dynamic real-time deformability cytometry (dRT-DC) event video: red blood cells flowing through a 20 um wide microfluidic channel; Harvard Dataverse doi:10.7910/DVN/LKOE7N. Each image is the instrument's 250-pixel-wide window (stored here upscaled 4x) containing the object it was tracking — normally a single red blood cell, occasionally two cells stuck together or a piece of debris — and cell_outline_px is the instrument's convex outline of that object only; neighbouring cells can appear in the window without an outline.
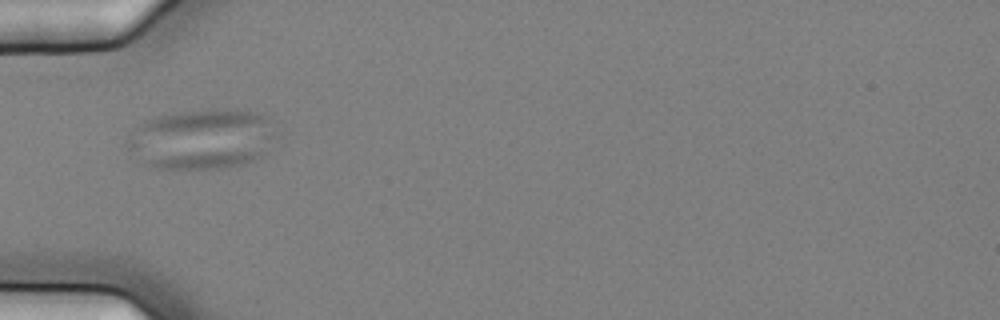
{"species": "common noctule bat (a hibernating species)", "species_latin": "Nyctalus noctula", "temperature_condition": "cold", "stored_images_in_passage": 14, "camera_frame_rate_fps": 3000, "um_per_image_px": 0.085, "animal": {"sex": "female", "body_mass_g": 25.1}, "frame": {"image": 1, "passage_image": 4, "time_ms": 1.0, "image_size_px": [1000, 320], "cell_outline_px": [[276, 136], [264, 156], [244, 164], [220, 168], [156, 168], [144, 164], [128, 148], [124, 140], [136, 128], [148, 120], [160, 116], [184, 112], [212, 108], [236, 108], [256, 112], [268, 116]], "centroid_in_image_um": [17.21, 11.81], "position_along_channel_um": 67.8, "area_um2": 52.42}}
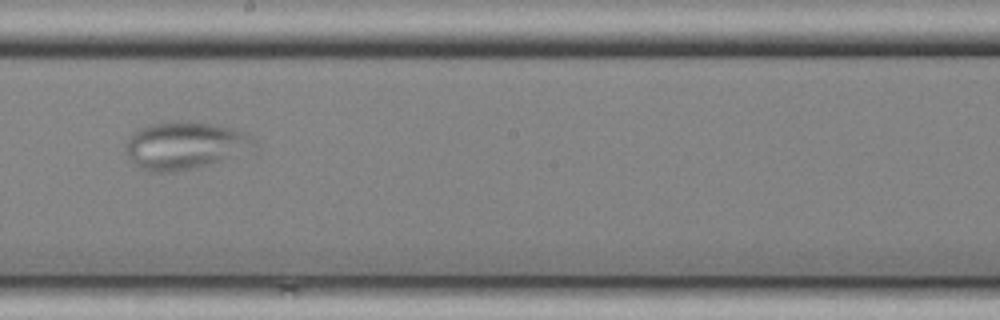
{"frame": {"image": 2, "passage_image": 8, "time_ms": 2.333, "image_size_px": [1000, 320], "cell_outline_px": [[260, 148], [256, 152], [172, 172], [148, 172], [140, 168], [128, 156], [124, 148], [128, 140], [140, 128], [148, 124], [172, 120], [192, 120], [232, 128], [244, 132], [252, 136], [260, 144]], "centroid_in_image_um": [15.83, 12.34], "position_along_channel_um": 232.4, "area_um2": 36.24}}
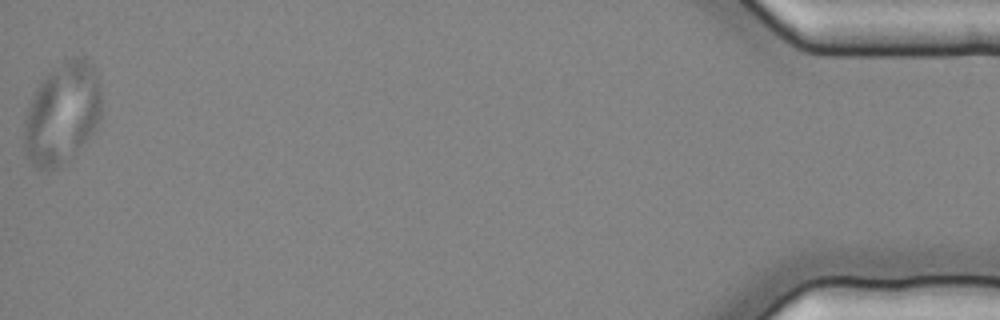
{"frame": {"image": 3, "passage_image": 14, "time_ms": 4.333, "image_size_px": [1000, 320], "cell_outline_px": [[100, 116], [96, 128], [56, 168], [36, 168], [32, 164], [24, 148], [24, 124], [28, 108], [36, 88], [44, 76], [48, 72], [64, 60], [72, 56], [88, 56], [92, 60], [96, 72], [100, 88]], "centroid_in_image_um": [5.29, 9.52], "position_along_channel_um": 429.9, "area_um2": 45.14}}